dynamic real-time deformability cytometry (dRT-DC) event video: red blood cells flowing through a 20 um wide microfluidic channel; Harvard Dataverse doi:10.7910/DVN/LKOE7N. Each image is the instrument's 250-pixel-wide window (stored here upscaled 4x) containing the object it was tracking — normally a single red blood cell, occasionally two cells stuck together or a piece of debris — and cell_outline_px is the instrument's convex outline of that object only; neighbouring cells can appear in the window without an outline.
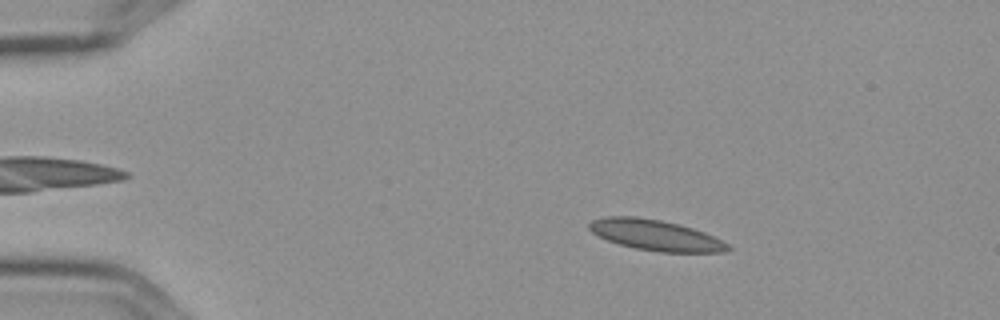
{"species": "Egyptian fruit bat (a non-hibernating species)", "species_latin": "Rousettus aegyptiacus", "temperature_condition": "cold", "stored_images_in_passage": 4, "camera_frame_rate_fps": 3000, "um_per_image_px": 0.085, "frame": {"image": 1, "passage_image": 2, "time_ms": 0.333, "image_size_px": [1000, 320], "cell_outline_px": [[732, 248], [724, 252], [660, 252], [636, 248], [620, 244], [608, 240], [592, 232], [588, 228], [588, 224], [592, 220], [608, 216], [636, 216], [660, 220], [692, 228], [704, 232], [728, 244]], "centroid_in_image_um": [55.71, 19.98], "position_along_channel_um": 29.3, "area_um2": 24.45}}